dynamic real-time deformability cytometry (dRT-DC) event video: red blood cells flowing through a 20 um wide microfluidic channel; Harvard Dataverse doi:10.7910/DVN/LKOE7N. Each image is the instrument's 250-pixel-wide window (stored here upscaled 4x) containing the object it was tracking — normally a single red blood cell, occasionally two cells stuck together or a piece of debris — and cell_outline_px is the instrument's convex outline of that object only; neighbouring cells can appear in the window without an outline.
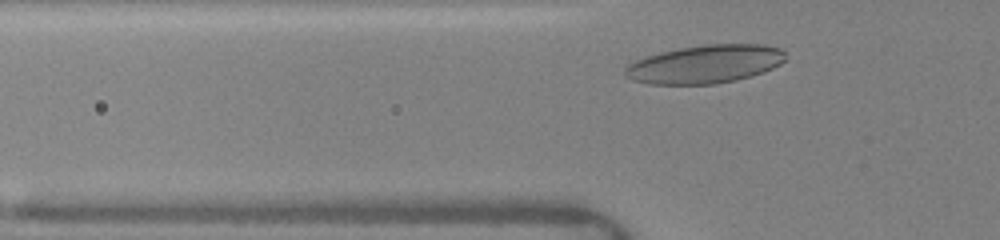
{"species": "human", "species_latin": "Homo sapiens", "temperature_condition": "warm", "stored_images_in_passage": 14, "camera_frame_rate_fps": 3000, "um_per_image_px": 0.085, "donor": {"sex": "female"}, "frame": {"image": 1, "passage_image": 4, "time_ms": 1.0, "image_size_px": [1000, 240], "cell_outline_px": [[784, 60], [780, 64], [764, 72], [752, 76], [736, 80], [716, 84], [648, 84], [632, 80], [624, 76], [624, 68], [628, 64], [636, 60], [660, 52], [680, 48], [704, 44], [764, 44], [780, 48], [784, 52]], "centroid_in_image_um": [59.92, 5.45], "position_along_channel_um": 65.9, "area_um2": 35.95}}
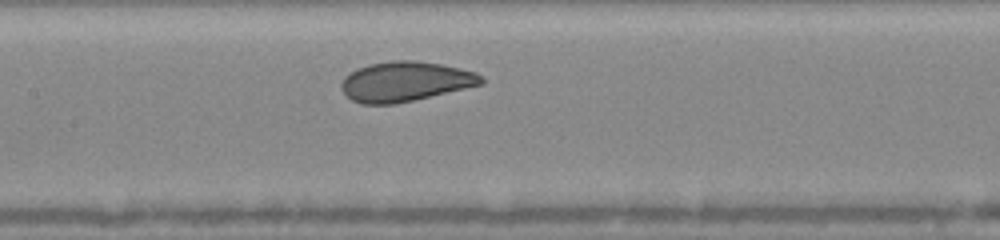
{"frame": {"image": 2, "passage_image": 11, "time_ms": 3.667, "image_size_px": [1000, 240], "cell_outline_px": [[484, 84], [396, 104], [360, 104], [352, 100], [340, 88], [340, 84], [344, 76], [356, 68], [368, 64], [392, 60], [416, 60], [440, 64], [460, 68], [476, 72], [484, 76]], "centroid_in_image_um": [34.44, 6.92], "position_along_channel_um": 173.0, "area_um2": 32.77}}
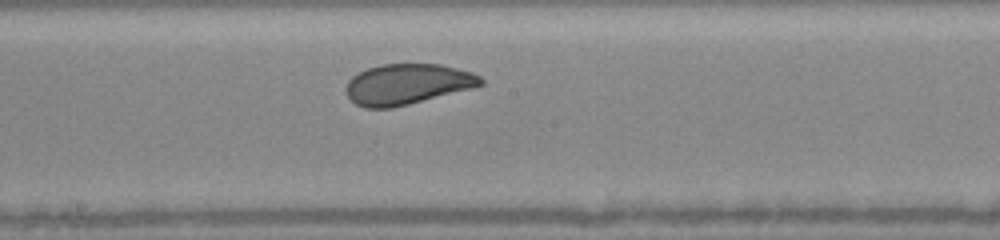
{"frame": {"image": 3, "passage_image": 14, "time_ms": 4.667, "image_size_px": [1000, 240], "cell_outline_px": [[484, 84], [472, 88], [392, 108], [364, 108], [348, 100], [344, 88], [348, 80], [352, 76], [368, 68], [384, 64], [440, 64], [472, 72], [480, 76], [484, 80]], "centroid_in_image_um": [34.58, 7.16], "position_along_channel_um": 213.6, "area_um2": 31.91}}